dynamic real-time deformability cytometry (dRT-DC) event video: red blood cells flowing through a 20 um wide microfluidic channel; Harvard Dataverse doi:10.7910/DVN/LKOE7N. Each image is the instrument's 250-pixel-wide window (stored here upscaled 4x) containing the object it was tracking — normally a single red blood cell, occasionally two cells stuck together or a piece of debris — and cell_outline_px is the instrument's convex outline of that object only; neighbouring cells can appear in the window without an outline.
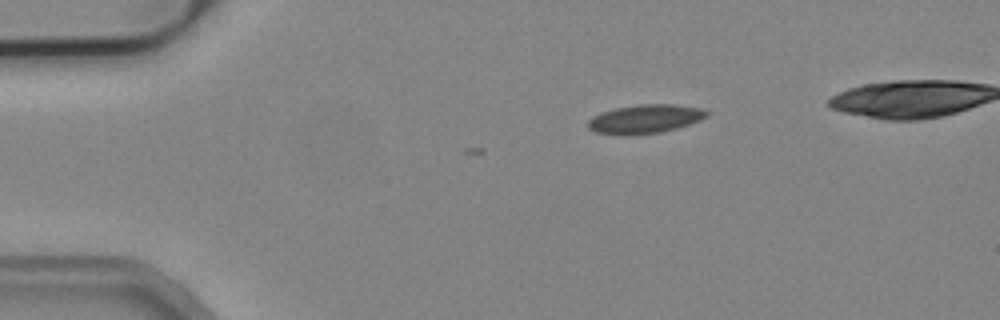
{"species": "common noctule bat (a hibernating species)", "species_latin": "Nyctalus noctula", "temperature_condition": "cold", "stored_images_in_passage": 3, "camera_frame_rate_fps": 3000, "um_per_image_px": 0.085, "animal": {"sex": "male", "body_mass_g": 19.2, "forearm_length_mm": 51.8}, "frame": {"image": 1, "passage_image": 1, "time_ms": 0.0, "image_size_px": [1000, 320], "cell_outline_px": [[708, 116], [700, 120], [676, 128], [660, 132], [632, 136], [620, 136], [596, 132], [588, 128], [588, 120], [592, 116], [600, 112], [616, 108], [640, 104], [672, 104], [700, 108], [708, 112]], "centroid_in_image_um": [54.78, 10.13], "position_along_channel_um": 30.2, "area_um2": 20.06}}